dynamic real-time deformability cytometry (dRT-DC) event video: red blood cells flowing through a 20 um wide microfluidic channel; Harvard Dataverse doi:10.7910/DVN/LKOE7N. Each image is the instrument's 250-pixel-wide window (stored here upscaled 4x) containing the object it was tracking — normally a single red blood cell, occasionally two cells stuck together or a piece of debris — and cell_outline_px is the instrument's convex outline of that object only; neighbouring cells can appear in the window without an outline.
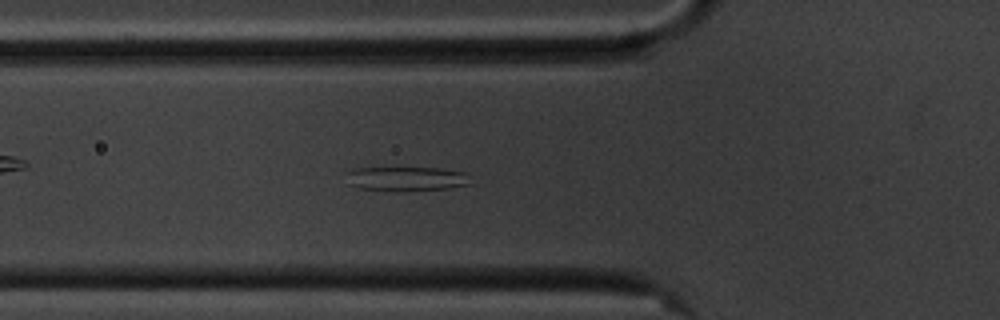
{"species": "common noctule bat (a hibernating species)", "species_latin": "Nyctalus noctula", "temperature_condition": "cold", "stored_images_in_passage": 54, "camera_frame_rate_fps": 3000, "um_per_image_px": 0.085, "animal": {"sex": "male", "body_mass_g": 20.1, "forearm_length_mm": 53.5}, "frame": {"image": 1, "passage_image": 18, "time_ms": 5.667, "image_size_px": [1000, 320], "cell_outline_px": [[472, 184], [448, 188], [400, 192], [396, 192], [356, 188], [348, 184], [344, 172], [352, 168], [440, 168], [464, 172]], "centroid_in_image_um": [34.45, 15.21], "position_along_channel_um": 91.4, "area_um2": 18.09}}
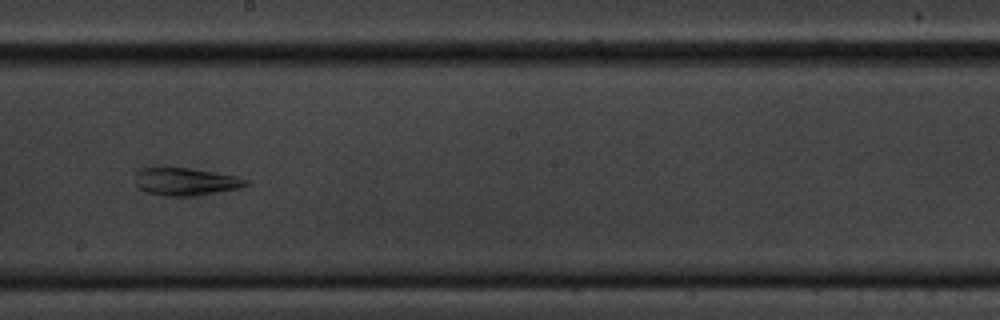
{"frame": {"image": 2, "passage_image": 30, "time_ms": 9.667, "image_size_px": [1000, 320], "cell_outline_px": [[252, 184], [240, 188], [192, 196], [160, 196], [144, 192], [136, 184], [136, 172], [140, 168], [188, 168], [236, 176], [248, 180]], "centroid_in_image_um": [15.78, 15.45], "position_along_channel_um": 232.4, "area_um2": 17.8}}
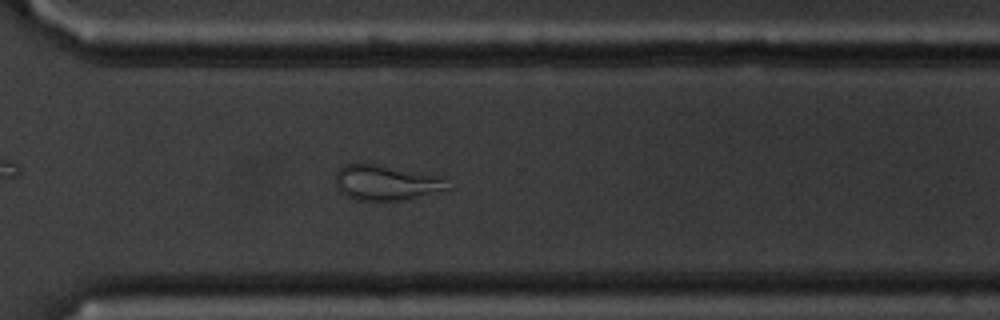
{"frame": {"image": 3, "passage_image": 39, "time_ms": 12.667, "image_size_px": [1000, 320], "cell_outline_px": [[456, 188], [420, 196], [400, 200], [356, 200], [340, 192], [336, 188], [336, 172], [344, 164], [376, 164], [420, 172], [440, 176]], "centroid_in_image_um": [32.86, 15.53], "position_along_channel_um": 337.7, "area_um2": 23.06}}